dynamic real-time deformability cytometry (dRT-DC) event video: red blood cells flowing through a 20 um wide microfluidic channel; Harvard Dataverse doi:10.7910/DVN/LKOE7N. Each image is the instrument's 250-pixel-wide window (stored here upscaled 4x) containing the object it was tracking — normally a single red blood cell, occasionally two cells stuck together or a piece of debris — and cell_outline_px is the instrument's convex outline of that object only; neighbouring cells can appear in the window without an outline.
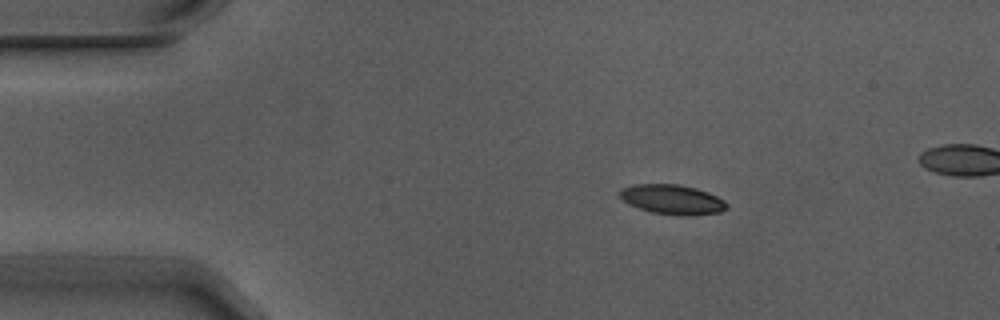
{"species": "Egyptian fruit bat (a non-hibernating species)", "species_latin": "Rousettus aegyptiacus", "temperature_condition": "warm", "stored_images_in_passage": 4, "camera_frame_rate_fps": 3000, "um_per_image_px": 0.085, "animal": {"sex": "male"}, "frame": {"image": 1, "passage_image": 1, "time_ms": 0.0, "image_size_px": [1000, 320], "cell_outline_px": [[728, 208], [720, 212], [688, 216], [680, 216], [652, 212], [628, 204], [620, 196], [620, 188], [632, 184], [676, 184], [696, 188], [708, 192], [724, 200], [728, 204]], "centroid_in_image_um": [57.15, 16.95], "position_along_channel_um": 27.8, "area_um2": 18.55}}